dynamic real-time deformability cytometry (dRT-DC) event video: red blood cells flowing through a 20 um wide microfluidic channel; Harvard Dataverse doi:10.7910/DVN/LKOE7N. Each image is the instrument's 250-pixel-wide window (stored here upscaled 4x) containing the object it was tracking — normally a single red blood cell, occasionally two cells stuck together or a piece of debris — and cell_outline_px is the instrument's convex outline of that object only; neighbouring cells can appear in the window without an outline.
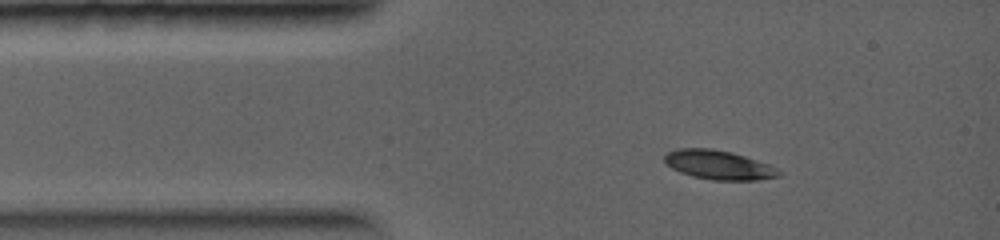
{"species": "common noctule bat (a hibernating species)", "species_latin": "Nyctalus noctula", "temperature_condition": "warm", "stored_images_in_passage": 4, "camera_frame_rate_fps": 5000, "um_per_image_px": 0.085, "animal": {"sex": "female", "body_mass_g": 19.0, "forearm_length_mm": 56.7}, "frame": {"image": 1, "passage_image": 1, "time_ms": 0.0, "image_size_px": [1000, 240], "cell_outline_px": [[784, 172], [780, 176], [756, 180], [712, 180], [692, 176], [680, 172], [672, 168], [664, 160], [664, 156], [668, 152], [676, 148], [712, 148], [732, 152], [768, 164]], "centroid_in_image_um": [61.09, 14.01], "position_along_channel_um": 23.9, "area_um2": 19.42}}